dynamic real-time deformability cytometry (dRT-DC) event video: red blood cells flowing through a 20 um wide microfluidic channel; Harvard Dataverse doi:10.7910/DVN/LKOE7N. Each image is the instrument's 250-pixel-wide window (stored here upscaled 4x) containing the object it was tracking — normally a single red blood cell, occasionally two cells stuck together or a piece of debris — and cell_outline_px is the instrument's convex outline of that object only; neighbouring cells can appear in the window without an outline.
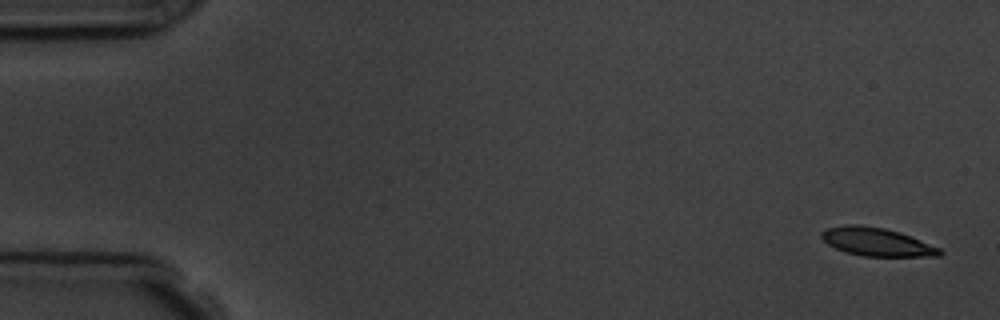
{"species": "common noctule bat (a hibernating species)", "species_latin": "Nyctalus noctula", "temperature_condition": "room temperature", "stored_images_in_passage": 5, "camera_frame_rate_fps": 3000, "um_per_image_px": 0.085, "animal": {"sex": "male", "body_mass_g": 19.5, "forearm_length_mm": 54.6}, "frame": {"image": 1, "passage_image": 1, "time_ms": 0.0, "image_size_px": [1000, 320], "cell_outline_px": [[944, 252], [940, 256], [864, 256], [844, 252], [828, 244], [820, 236], [820, 232], [828, 228], [848, 224], [860, 224], [884, 228], [900, 232], [940, 248]], "centroid_in_image_um": [74.51, 20.56], "position_along_channel_um": 10.5, "area_um2": 19.42}}